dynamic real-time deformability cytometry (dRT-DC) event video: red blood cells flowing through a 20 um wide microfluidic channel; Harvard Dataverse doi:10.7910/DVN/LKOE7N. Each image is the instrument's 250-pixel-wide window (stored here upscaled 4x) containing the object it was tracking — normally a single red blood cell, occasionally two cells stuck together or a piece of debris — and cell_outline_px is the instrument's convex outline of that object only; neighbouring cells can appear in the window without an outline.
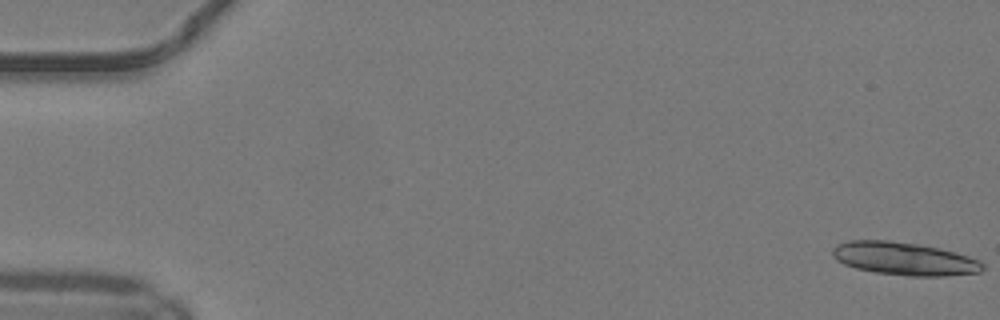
{"species": "common noctule bat (a hibernating species)", "species_latin": "Nyctalus noctula", "temperature_condition": "warm", "stored_images_in_passage": 47, "camera_frame_rate_fps": 3000, "um_per_image_px": 0.085, "animal": {"sex": "male", "body_mass_g": 19.2, "forearm_length_mm": 51.8}, "frame": {"image": 1, "passage_image": 1, "time_ms": 0.0, "image_size_px": [1000, 320], "cell_outline_px": [[984, 268], [980, 272], [944, 276], [908, 276], [876, 272], [856, 268], [844, 264], [836, 260], [832, 256], [832, 248], [836, 244], [848, 240], [888, 240], [916, 244], [940, 248], [968, 256], [980, 260], [984, 264]], "centroid_in_image_um": [76.84, 21.98], "position_along_channel_um": 8.2, "area_um2": 28.9}}
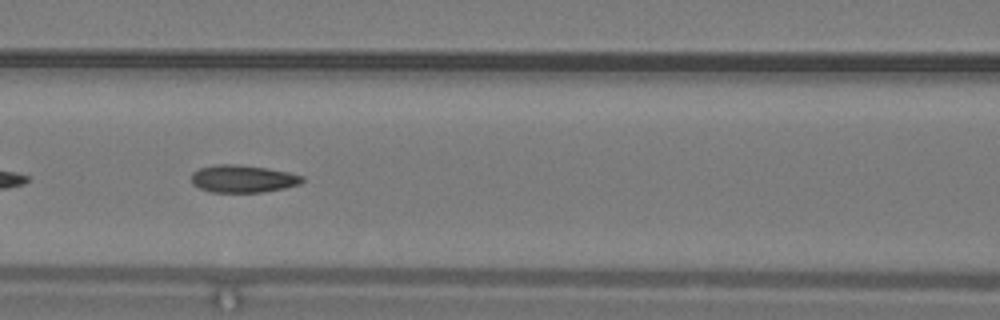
{"frame": {"image": 2, "passage_image": 23, "time_ms": 7.333, "image_size_px": [1000, 320], "cell_outline_px": [[304, 180], [300, 184], [284, 188], [264, 192], [212, 192], [200, 188], [192, 184], [192, 172], [200, 168], [212, 164], [232, 164], [268, 168], [288, 172], [304, 176]], "centroid_in_image_um": [20.65, 15.19], "position_along_channel_um": 146.0, "area_um2": 17.8}}
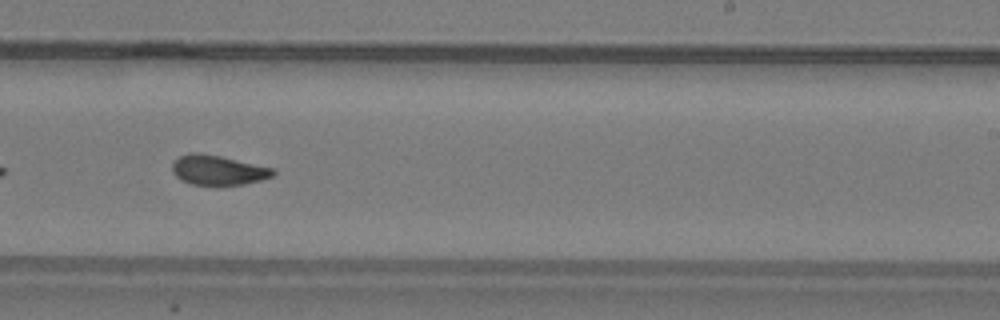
{"frame": {"image": 3, "passage_image": 32, "time_ms": 10.333, "image_size_px": [1000, 320], "cell_outline_px": [[276, 172], [272, 176], [260, 180], [244, 184], [220, 188], [216, 188], [192, 184], [180, 180], [172, 172], [172, 164], [180, 156], [192, 152], [200, 152], [220, 156], [272, 168]], "centroid_in_image_um": [18.5, 14.51], "position_along_channel_um": 270.5, "area_um2": 17.98}, "authors_computed_cell_mechanics": {"area_um2": 18.2648, "velocity_mm_per_s": 4.1752, "shape_relaxation_time_tau1_ms": null, "shape_relaxation_time_tau2_ms": 1.7873, "deformation_change_tau1": null, "deformation_change_tau2": 0.0804}}